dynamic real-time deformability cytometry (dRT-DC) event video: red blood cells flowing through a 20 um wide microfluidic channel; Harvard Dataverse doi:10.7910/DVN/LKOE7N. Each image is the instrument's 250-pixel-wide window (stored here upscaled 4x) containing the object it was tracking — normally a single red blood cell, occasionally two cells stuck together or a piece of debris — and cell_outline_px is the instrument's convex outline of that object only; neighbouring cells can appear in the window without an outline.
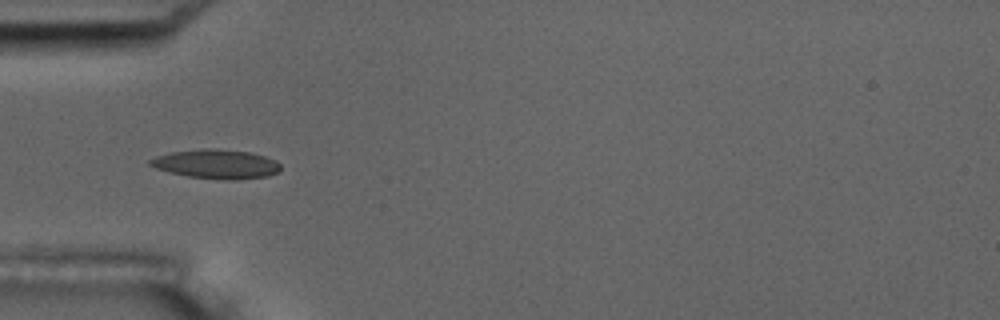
{"species": "common noctule bat (a hibernating species)", "species_latin": "Nyctalus noctula", "temperature_condition": "room temperature", "stored_images_in_passage": 14, "camera_frame_rate_fps": 3000, "um_per_image_px": 0.085, "animal": {"sex": "male", "body_mass_g": 17.5, "forearm_length_mm": 52.3}, "frame": {"image": 1, "passage_image": 3, "time_ms": 2.333, "image_size_px": [1000, 320], "cell_outline_px": [[280, 168], [276, 172], [268, 176], [236, 180], [228, 180], [188, 176], [168, 172], [156, 168], [148, 164], [148, 160], [156, 156], [172, 152], [204, 148], [216, 148], [248, 152], [264, 156], [276, 160], [280, 164]], "centroid_in_image_um": [18.37, 13.94], "position_along_channel_um": 66.6, "area_um2": 22.14}, "authors_computed_cell_mechanics": {"area_um2": 19.9121, "velocity_mm_per_s": 3.4503, "shape_relaxation_time_tau1_ms": 6.3037, "shape_relaxation_time_tau2_ms": 2.3562, "deformation_change_tau1": 0.1288, "deformation_change_tau2": 0.0589}}